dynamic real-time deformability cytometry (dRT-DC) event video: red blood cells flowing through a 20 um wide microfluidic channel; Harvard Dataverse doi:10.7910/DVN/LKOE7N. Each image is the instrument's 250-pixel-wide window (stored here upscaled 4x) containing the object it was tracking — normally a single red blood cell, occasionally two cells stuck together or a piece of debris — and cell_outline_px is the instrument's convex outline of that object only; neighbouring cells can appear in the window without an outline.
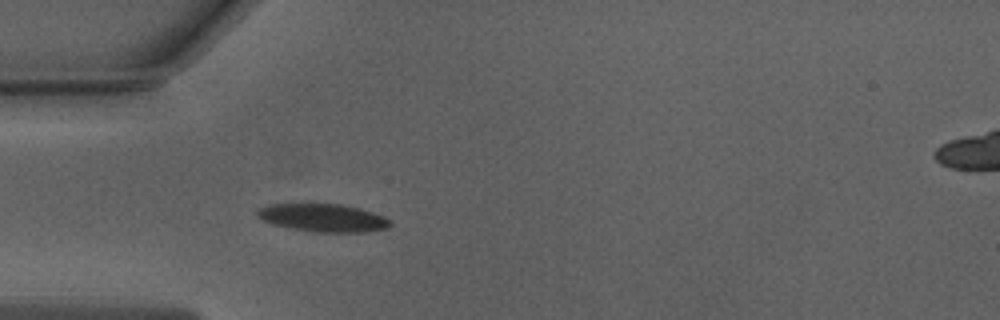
{"species": "Egyptian fruit bat (a non-hibernating species)", "species_latin": "Rousettus aegyptiacus", "temperature_condition": "warm", "stored_images_in_passage": 4, "camera_frame_rate_fps": 3000, "um_per_image_px": 0.085, "animal": {"sex": "male"}, "frame": {"image": 1, "passage_image": 1, "time_ms": 0.0, "image_size_px": [1000, 320], "cell_outline_px": [[392, 224], [388, 228], [368, 232], [312, 232], [288, 228], [272, 224], [256, 216], [256, 208], [268, 204], [340, 204], [360, 208], [384, 216]], "centroid_in_image_um": [27.43, 18.52], "position_along_channel_um": 57.6, "area_um2": 21.85}}